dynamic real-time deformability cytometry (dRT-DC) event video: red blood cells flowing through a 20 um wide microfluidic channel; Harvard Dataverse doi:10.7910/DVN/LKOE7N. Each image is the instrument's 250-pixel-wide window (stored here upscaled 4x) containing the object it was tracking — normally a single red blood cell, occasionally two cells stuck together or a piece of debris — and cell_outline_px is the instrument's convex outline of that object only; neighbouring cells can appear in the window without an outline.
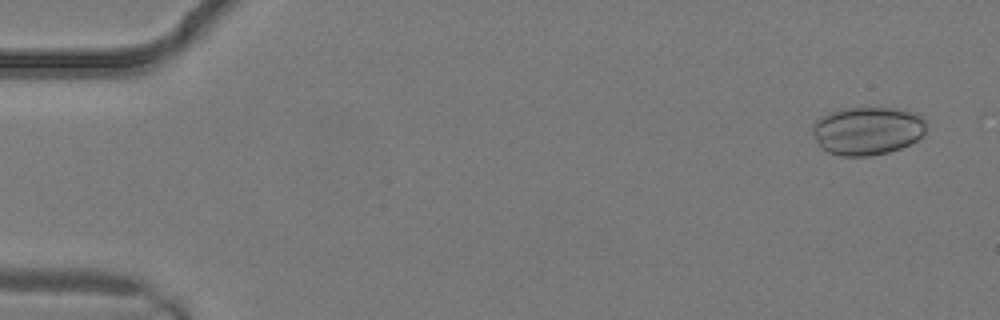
{"species": "common noctule bat (a hibernating species)", "species_latin": "Nyctalus noctula", "temperature_condition": "warm", "stored_images_in_passage": 3, "camera_frame_rate_fps": 3000, "um_per_image_px": 0.085, "animal": {"sex": "male", "body_mass_g": 19.2, "forearm_length_mm": 51.8}, "frame": {"image": 1, "passage_image": 1, "time_ms": 0.0, "image_size_px": [1000, 320], "cell_outline_px": [[928, 124], [924, 136], [900, 148], [888, 152], [868, 156], [840, 156], [828, 152], [820, 148], [812, 132], [812, 124], [820, 116], [844, 108], [896, 108], [916, 112], [924, 116]], "centroid_in_image_um": [73.76, 11.1], "position_along_channel_um": 11.2, "area_um2": 32.43}}
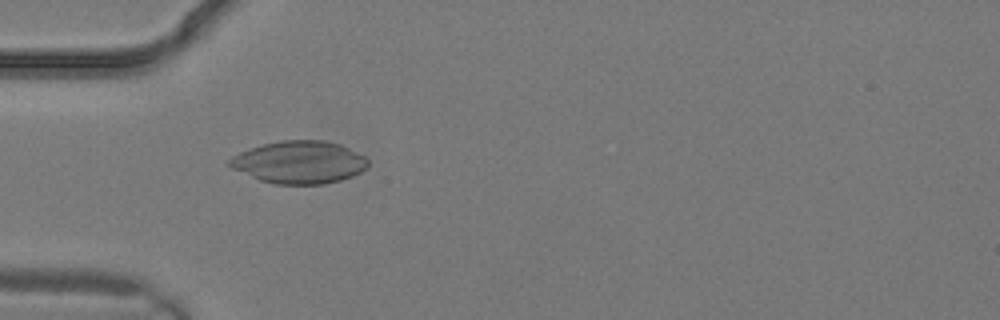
{"frame": {"image": 2, "passage_image": 3, "time_ms": 0.667, "image_size_px": [1000, 320], "cell_outline_px": [[368, 168], [352, 176], [340, 180], [324, 184], [272, 184], [260, 180], [232, 168], [228, 164], [228, 160], [232, 156], [240, 152], [264, 144], [280, 140], [324, 140], [340, 144], [364, 156], [368, 160]], "centroid_in_image_um": [25.45, 13.79], "position_along_channel_um": 59.5, "area_um2": 34.22}}